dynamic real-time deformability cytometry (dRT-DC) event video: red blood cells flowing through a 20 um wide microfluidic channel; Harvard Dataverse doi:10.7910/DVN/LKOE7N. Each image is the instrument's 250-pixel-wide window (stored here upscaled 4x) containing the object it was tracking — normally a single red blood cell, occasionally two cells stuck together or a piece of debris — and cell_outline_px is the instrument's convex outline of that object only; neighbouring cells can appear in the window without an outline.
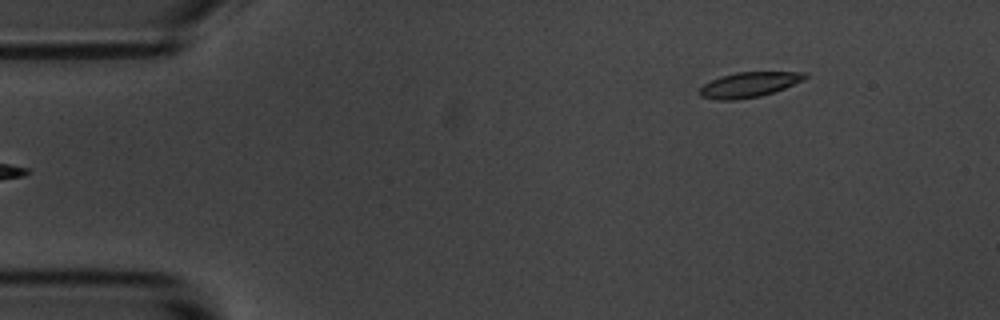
{"species": "common noctule bat (a hibernating species)", "species_latin": "Nyctalus noctula", "temperature_condition": "room temperature", "stored_images_in_passage": 5, "segment_of_instrument_passage": [2, 2], "camera_frame_rate_fps": 3000, "um_per_image_px": 0.085, "animal": {"sex": "male", "body_mass_g": 20.1, "forearm_length_mm": 53.5}, "frame": {"image": 1, "passage_image": 5, "time_ms": 5.333, "image_size_px": [1000, 320], "cell_outline_px": [[808, 76], [804, 80], [784, 88], [760, 96], [732, 100], [716, 100], [700, 96], [700, 88], [704, 84], [720, 76], [736, 72], [808, 72]], "centroid_in_image_um": [63.67, 7.19], "position_along_channel_um": 21.3, "area_um2": 15.32}}